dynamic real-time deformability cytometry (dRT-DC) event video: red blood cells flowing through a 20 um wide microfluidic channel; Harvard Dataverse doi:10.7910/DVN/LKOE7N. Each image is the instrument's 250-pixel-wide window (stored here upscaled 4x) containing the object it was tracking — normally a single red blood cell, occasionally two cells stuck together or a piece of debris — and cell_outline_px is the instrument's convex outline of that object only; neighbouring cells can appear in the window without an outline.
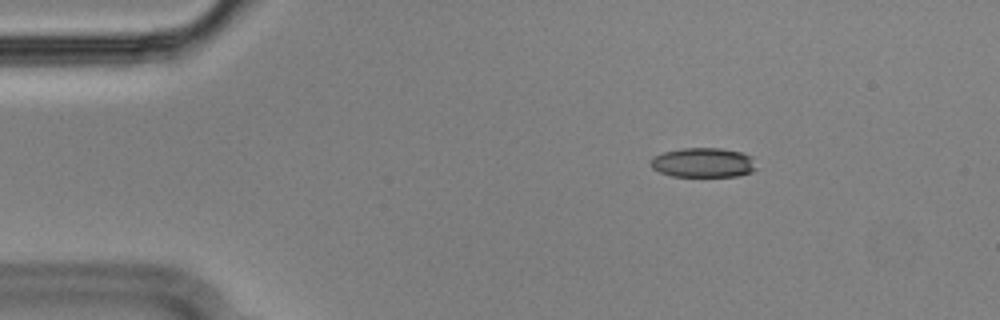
{"species": "Egyptian fruit bat (a non-hibernating species)", "species_latin": "Rousettus aegyptiacus", "temperature_condition": "cold", "stored_images_in_passage": 48, "camera_frame_rate_fps": 3000, "um_per_image_px": 0.085, "animal": {"sex": "male"}, "frame": {"image": 1, "passage_image": 1, "time_ms": 0.0, "image_size_px": [1000, 320], "cell_outline_px": [[756, 168], [752, 172], [736, 176], [672, 176], [660, 172], [652, 168], [652, 156], [664, 152], [684, 148], [720, 148], [740, 152], [752, 156]], "centroid_in_image_um": [59.78, 13.82], "position_along_channel_um": 25.2, "area_um2": 18.09}}
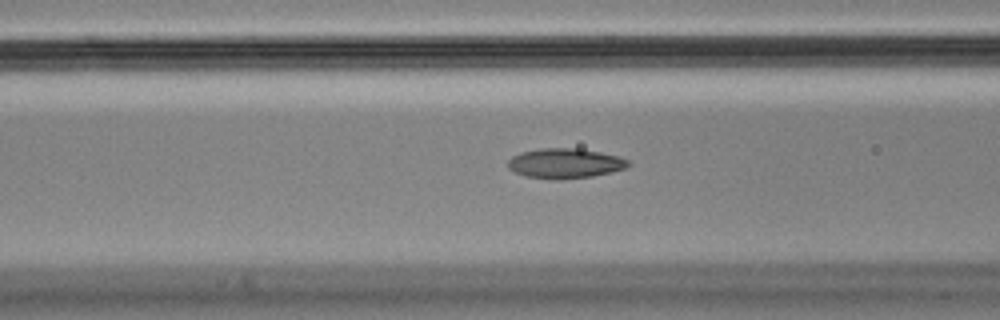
{"frame": {"image": 2, "passage_image": 14, "time_ms": 4.333, "image_size_px": [1000, 320], "cell_outline_px": [[632, 164], [624, 168], [612, 172], [592, 176], [560, 180], [524, 176], [508, 168], [508, 160], [512, 156], [520, 152], [540, 148], [576, 148], [600, 152], [620, 156], [628, 160]], "centroid_in_image_um": [48.03, 13.88], "position_along_channel_um": 118.6, "area_um2": 21.1}}
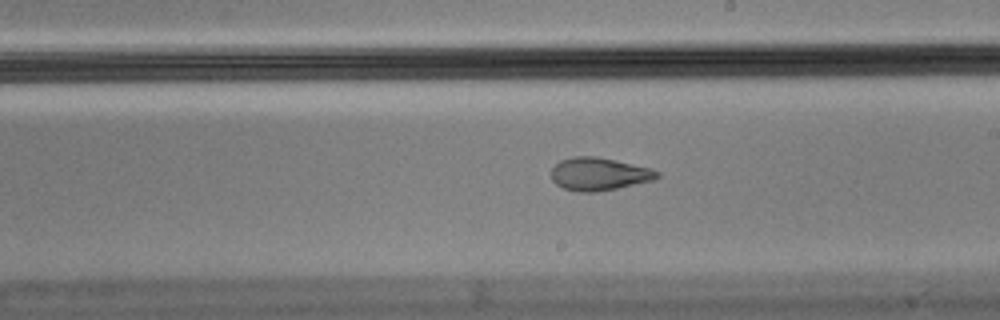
{"frame": {"image": 3, "passage_image": 24, "time_ms": 7.667, "image_size_px": [1000, 320], "cell_outline_px": [[660, 176], [652, 180], [616, 188], [596, 192], [580, 192], [564, 188], [556, 184], [552, 180], [552, 168], [560, 160], [572, 156], [596, 156], [616, 160], [652, 168], [660, 172]], "centroid_in_image_um": [50.91, 14.78], "position_along_channel_um": 238.1, "area_um2": 20.23}, "authors_computed_cell_mechanics": {"area_um2": 20.8658, "velocity_mm_per_s": 3.5807, "shape_relaxation_time_tau1_ms": null, "shape_relaxation_time_tau2_ms": 1.9273, "deformation_change_tau1": null, "deformation_change_tau2": 0.0782}}